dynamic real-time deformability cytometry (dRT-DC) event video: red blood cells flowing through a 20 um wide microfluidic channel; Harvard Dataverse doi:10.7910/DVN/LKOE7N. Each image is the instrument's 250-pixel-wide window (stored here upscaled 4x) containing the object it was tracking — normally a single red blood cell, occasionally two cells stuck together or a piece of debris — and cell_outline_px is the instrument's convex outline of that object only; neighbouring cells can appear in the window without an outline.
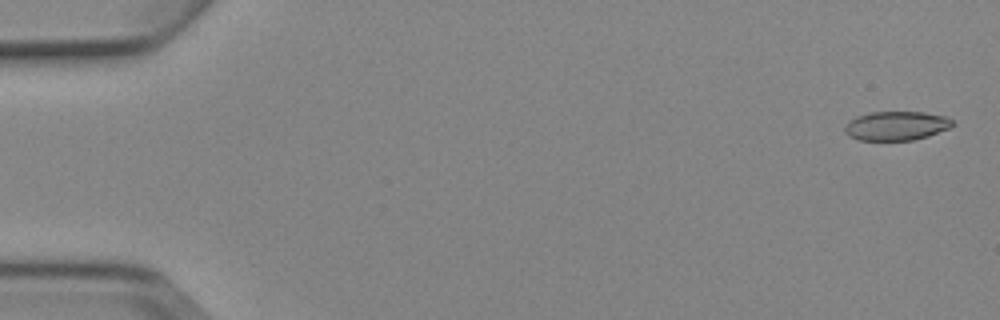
{"species": "Egyptian fruit bat (a non-hibernating species)", "species_latin": "Rousettus aegyptiacus", "temperature_condition": "cold", "stored_images_in_passage": 5, "camera_frame_rate_fps": 3000, "um_per_image_px": 0.085, "animal": {"sex": "female"}, "frame": {"image": 1, "passage_image": 1, "time_ms": 0.0, "image_size_px": [1000, 320], "cell_outline_px": [[956, 124], [948, 128], [928, 136], [912, 140], [856, 140], [848, 136], [844, 132], [844, 128], [848, 120], [856, 116], [868, 112], [924, 112], [948, 116]], "centroid_in_image_um": [76.16, 10.68], "position_along_channel_um": 8.8, "area_um2": 18.5}}
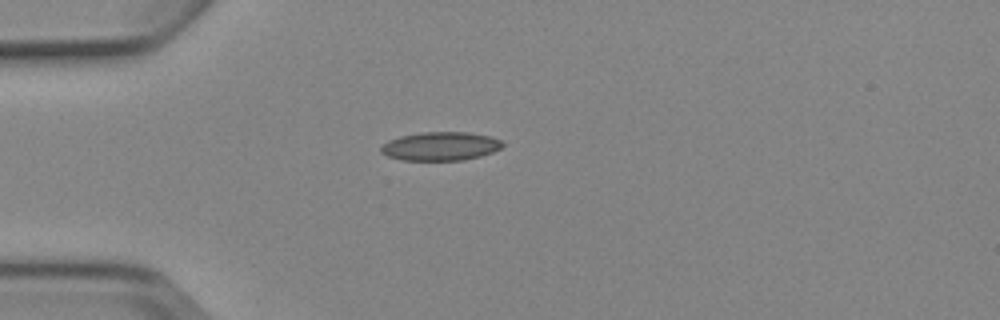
{"frame": {"image": 2, "passage_image": 4, "time_ms": 4.333, "image_size_px": [1000, 320], "cell_outline_px": [[504, 144], [500, 148], [492, 152], [480, 156], [464, 160], [400, 160], [388, 156], [380, 152], [380, 148], [388, 140], [400, 136], [420, 132], [468, 132], [492, 136], [500, 140]], "centroid_in_image_um": [37.44, 12.42], "position_along_channel_um": 47.6, "area_um2": 20.35}}